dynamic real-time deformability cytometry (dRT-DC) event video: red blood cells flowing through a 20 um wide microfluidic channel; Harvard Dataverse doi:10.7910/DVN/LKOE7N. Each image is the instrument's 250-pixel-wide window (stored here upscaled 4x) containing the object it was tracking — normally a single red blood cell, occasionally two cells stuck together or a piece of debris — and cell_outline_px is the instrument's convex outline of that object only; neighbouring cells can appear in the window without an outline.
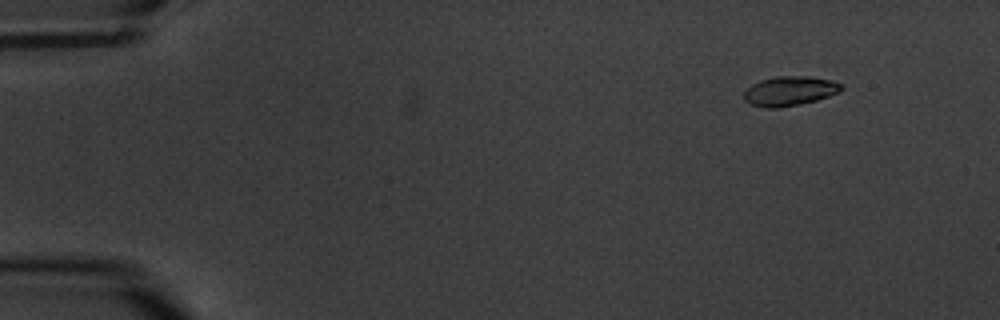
{"species": "common noctule bat (a hibernating species)", "species_latin": "Nyctalus noctula", "temperature_condition": "warm", "stored_images_in_passage": 7, "camera_frame_rate_fps": 3000, "um_per_image_px": 0.085, "animal": {"sex": "male", "body_mass_g": 20.1, "forearm_length_mm": 53.5}, "frame": {"image": 1, "passage_image": 2, "time_ms": 1.333, "image_size_px": [1000, 320], "cell_outline_px": [[844, 88], [840, 92], [816, 100], [800, 104], [776, 108], [764, 108], [748, 104], [744, 100], [744, 92], [752, 84], [760, 80], [776, 76], [808, 76], [832, 80], [840, 84]], "centroid_in_image_um": [67.1, 7.74], "position_along_channel_um": 17.9, "area_um2": 16.82}}
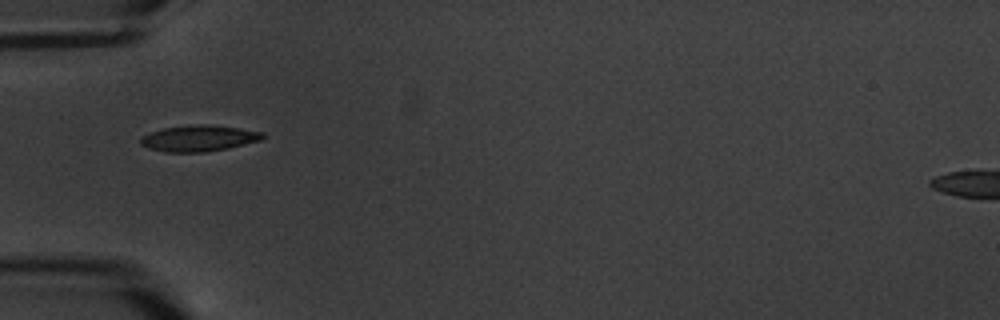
{"frame": {"image": 2, "passage_image": 6, "time_ms": 6.0, "image_size_px": [1000, 320], "cell_outline_px": [[264, 136], [260, 140], [228, 148], [204, 152], [164, 152], [148, 148], [140, 144], [140, 136], [164, 128], [200, 124], [204, 124], [240, 128], [264, 132]], "centroid_in_image_um": [16.88, 11.76], "position_along_channel_um": 68.1, "area_um2": 18.44}}